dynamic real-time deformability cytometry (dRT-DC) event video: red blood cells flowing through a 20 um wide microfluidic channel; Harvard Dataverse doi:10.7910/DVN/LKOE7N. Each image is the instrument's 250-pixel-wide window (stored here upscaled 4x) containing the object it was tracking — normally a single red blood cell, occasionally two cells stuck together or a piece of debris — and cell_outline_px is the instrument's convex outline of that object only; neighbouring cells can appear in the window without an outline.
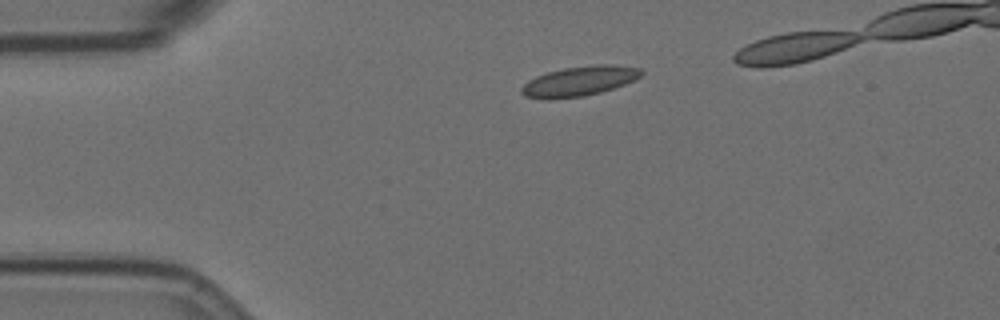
{"species": "Egyptian fruit bat (a non-hibernating species)", "species_latin": "Rousettus aegyptiacus", "temperature_condition": "room temperature", "stored_images_in_passage": 6, "camera_frame_rate_fps": 3000, "um_per_image_px": 0.085, "animal": {"sex": "female"}, "frame": {"image": 1, "passage_image": 1, "time_ms": 0.0, "image_size_px": [1000, 320], "cell_outline_px": [[644, 72], [640, 76], [624, 84], [600, 92], [580, 96], [552, 100], [548, 100], [524, 96], [520, 92], [520, 88], [528, 80], [536, 76], [548, 72], [564, 68], [596, 64], [612, 64], [640, 68]], "centroid_in_image_um": [49.19, 6.9], "position_along_channel_um": 35.8, "area_um2": 20.75}}